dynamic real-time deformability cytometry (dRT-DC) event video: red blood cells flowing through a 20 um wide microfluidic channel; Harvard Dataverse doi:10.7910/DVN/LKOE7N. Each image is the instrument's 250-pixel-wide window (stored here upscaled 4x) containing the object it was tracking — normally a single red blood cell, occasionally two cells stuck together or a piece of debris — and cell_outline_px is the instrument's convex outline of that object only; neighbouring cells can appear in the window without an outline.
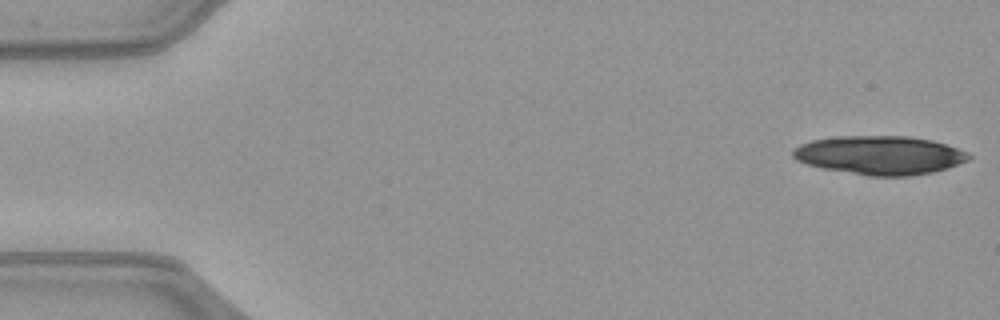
{"species": "common noctule bat (a hibernating species)", "species_latin": "Nyctalus noctula", "temperature_condition": "warm", "stored_images_in_passage": 13, "camera_frame_rate_fps": 3000, "um_per_image_px": 0.085, "animal": {"sex": "female", "body_mass_g": 21.9}, "frame": {"image": 1, "passage_image": 1, "time_ms": 0.0, "image_size_px": [1000, 320], "cell_outline_px": [[972, 156], [968, 160], [948, 168], [932, 172], [908, 176], [868, 176], [824, 168], [808, 164], [796, 160], [792, 156], [792, 148], [800, 144], [812, 140], [836, 136], [908, 136], [932, 140], [968, 152]], "centroid_in_image_um": [74.77, 13.18], "position_along_channel_um": 10.2, "area_um2": 39.65}}